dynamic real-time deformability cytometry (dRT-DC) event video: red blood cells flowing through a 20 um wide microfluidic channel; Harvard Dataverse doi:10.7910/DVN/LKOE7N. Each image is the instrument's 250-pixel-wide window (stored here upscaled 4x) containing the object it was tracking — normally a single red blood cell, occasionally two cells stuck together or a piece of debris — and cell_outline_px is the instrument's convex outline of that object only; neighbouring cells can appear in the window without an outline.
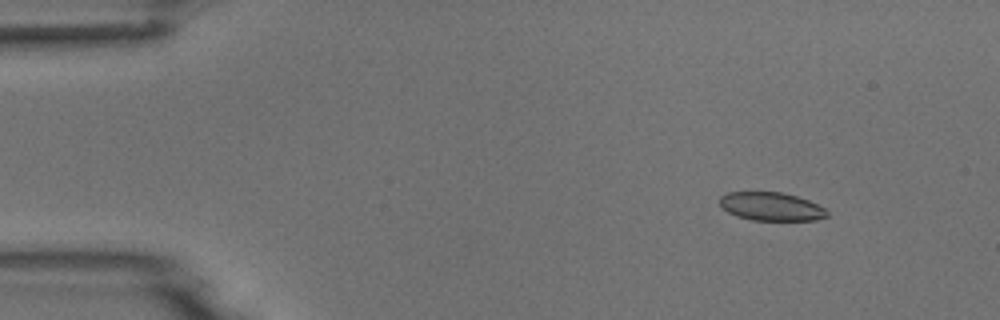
{"species": "common noctule bat (a hibernating species)", "species_latin": "Nyctalus noctula", "temperature_condition": "room temperature", "stored_images_in_passage": 5, "camera_frame_rate_fps": 3000, "um_per_image_px": 0.085, "animal": {"sex": "male", "body_mass_g": 18.8}, "frame": {"image": 1, "passage_image": 2, "time_ms": 1.0, "image_size_px": [1000, 320], "cell_outline_px": [[828, 216], [816, 220], [752, 220], [736, 216], [728, 212], [720, 204], [720, 196], [728, 192], [780, 192], [796, 196], [808, 200], [824, 208], [828, 212]], "centroid_in_image_um": [65.54, 17.55], "position_along_channel_um": 19.5, "area_um2": 17.63}}
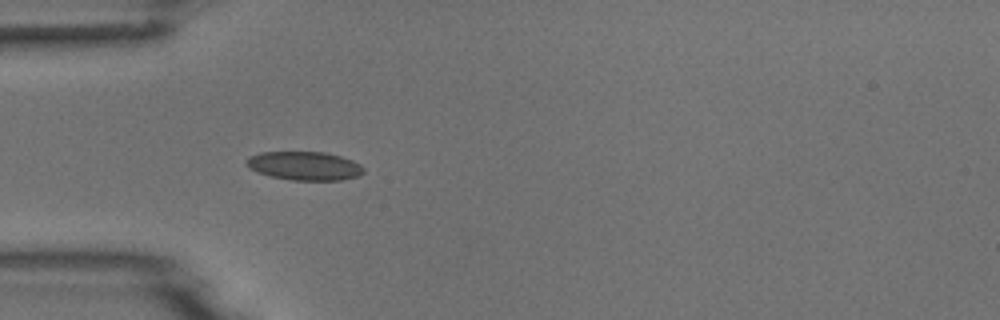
{"frame": {"image": 2, "passage_image": 5, "time_ms": 4.333, "image_size_px": [1000, 320], "cell_outline_px": [[364, 172], [360, 176], [340, 180], [292, 180], [272, 176], [248, 168], [244, 164], [244, 160], [248, 156], [260, 152], [324, 152], [340, 156], [352, 160], [360, 164], [364, 168]], "centroid_in_image_um": [25.87, 14.09], "position_along_channel_um": 59.1, "area_um2": 19.65}}